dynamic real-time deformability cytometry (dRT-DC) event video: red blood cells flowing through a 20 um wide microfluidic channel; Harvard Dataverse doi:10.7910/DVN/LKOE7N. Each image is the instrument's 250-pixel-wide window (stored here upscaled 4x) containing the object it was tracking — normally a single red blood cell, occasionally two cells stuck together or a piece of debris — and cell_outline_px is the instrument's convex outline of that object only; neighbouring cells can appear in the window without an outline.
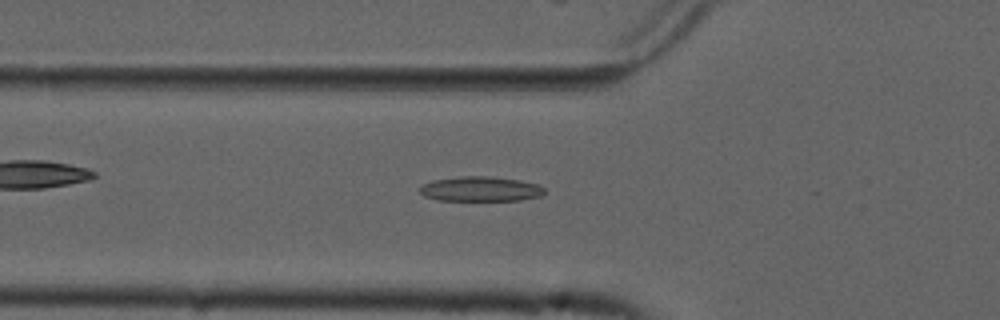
{"species": "common noctule bat (a hibernating species)", "species_latin": "Nyctalus noctula", "temperature_condition": "cold", "stored_images_in_passage": 53, "camera_frame_rate_fps": 3000, "um_per_image_px": 0.085, "animal": {"sex": "male", "forearm_length_mm": 52.5}, "frame": {"image": 1, "passage_image": 18, "time_ms": 5.667, "image_size_px": [1000, 320], "cell_outline_px": [[544, 192], [540, 196], [520, 200], [436, 200], [424, 196], [420, 192], [420, 184], [432, 180], [460, 176], [488, 176], [520, 180], [536, 184], [544, 188]], "centroid_in_image_um": [40.79, 16.06], "position_along_channel_um": 85.0, "area_um2": 18.03}}
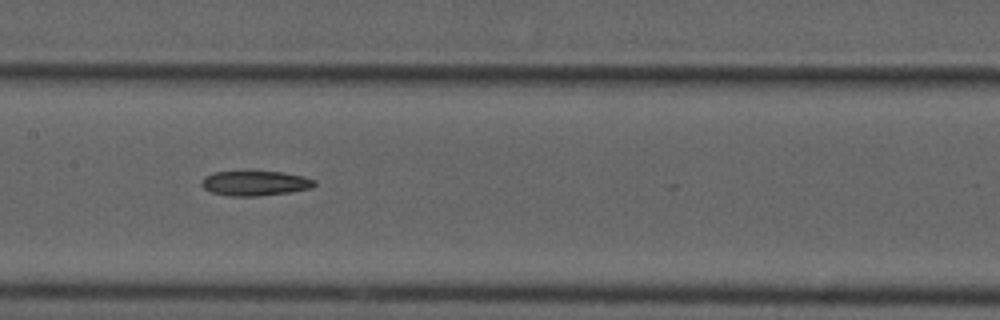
{"frame": {"image": 2, "passage_image": 26, "time_ms": 8.333, "image_size_px": [1000, 320], "cell_outline_px": [[316, 184], [312, 188], [292, 192], [256, 196], [228, 196], [212, 192], [204, 188], [200, 184], [204, 176], [216, 172], [280, 172], [304, 176], [316, 180]], "centroid_in_image_um": [21.71, 15.58], "position_along_channel_um": 185.7, "area_um2": 16.3}}
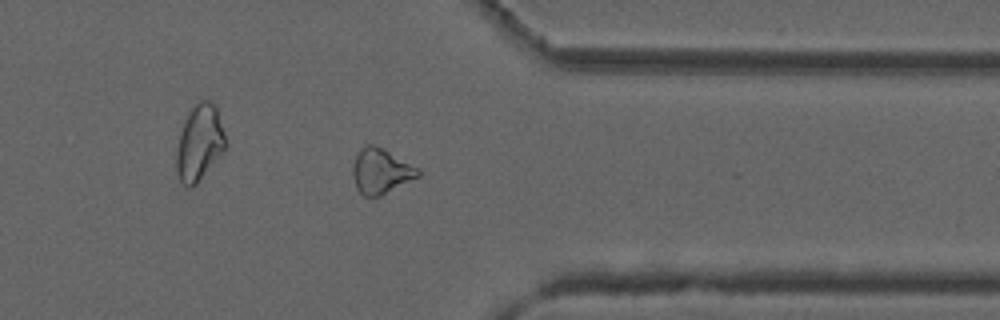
{"frame": {"image": 3, "passage_image": 42, "time_ms": 13.667, "image_size_px": [1000, 320], "cell_outline_px": [[420, 176], [380, 196], [364, 196], [356, 188], [352, 176], [352, 168], [356, 156], [360, 148], [368, 144], [372, 144], [420, 168]], "centroid_in_image_um": [32.36, 14.56], "position_along_channel_um": 379.0, "area_um2": 16.99}}